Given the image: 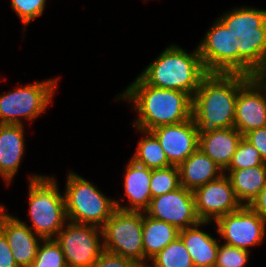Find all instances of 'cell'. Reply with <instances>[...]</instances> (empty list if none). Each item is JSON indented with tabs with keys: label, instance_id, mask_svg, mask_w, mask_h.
Returning a JSON list of instances; mask_svg holds the SVG:
<instances>
[{
	"label": "cell",
	"instance_id": "cell-1",
	"mask_svg": "<svg viewBox=\"0 0 266 267\" xmlns=\"http://www.w3.org/2000/svg\"><path fill=\"white\" fill-rule=\"evenodd\" d=\"M251 78L240 73H208L193 96L198 135L233 127L239 89Z\"/></svg>",
	"mask_w": 266,
	"mask_h": 267
},
{
	"label": "cell",
	"instance_id": "cell-2",
	"mask_svg": "<svg viewBox=\"0 0 266 267\" xmlns=\"http://www.w3.org/2000/svg\"><path fill=\"white\" fill-rule=\"evenodd\" d=\"M116 99L132 102L138 112L133 126L151 131L156 127L182 123L192 118L193 98L183 92L147 85L139 76Z\"/></svg>",
	"mask_w": 266,
	"mask_h": 267
},
{
	"label": "cell",
	"instance_id": "cell-3",
	"mask_svg": "<svg viewBox=\"0 0 266 267\" xmlns=\"http://www.w3.org/2000/svg\"><path fill=\"white\" fill-rule=\"evenodd\" d=\"M218 19L232 33L233 73L251 76L266 51V10L237 7Z\"/></svg>",
	"mask_w": 266,
	"mask_h": 267
},
{
	"label": "cell",
	"instance_id": "cell-4",
	"mask_svg": "<svg viewBox=\"0 0 266 267\" xmlns=\"http://www.w3.org/2000/svg\"><path fill=\"white\" fill-rule=\"evenodd\" d=\"M207 74L197 48L188 53L177 45H171L139 77L147 85L183 91L193 98Z\"/></svg>",
	"mask_w": 266,
	"mask_h": 267
},
{
	"label": "cell",
	"instance_id": "cell-5",
	"mask_svg": "<svg viewBox=\"0 0 266 267\" xmlns=\"http://www.w3.org/2000/svg\"><path fill=\"white\" fill-rule=\"evenodd\" d=\"M29 228L43 239H53L68 221L64 195L55 178L42 175L29 177Z\"/></svg>",
	"mask_w": 266,
	"mask_h": 267
},
{
	"label": "cell",
	"instance_id": "cell-6",
	"mask_svg": "<svg viewBox=\"0 0 266 267\" xmlns=\"http://www.w3.org/2000/svg\"><path fill=\"white\" fill-rule=\"evenodd\" d=\"M66 181L64 200L68 221L102 227L117 209L115 200L71 171Z\"/></svg>",
	"mask_w": 266,
	"mask_h": 267
},
{
	"label": "cell",
	"instance_id": "cell-7",
	"mask_svg": "<svg viewBox=\"0 0 266 267\" xmlns=\"http://www.w3.org/2000/svg\"><path fill=\"white\" fill-rule=\"evenodd\" d=\"M101 228L104 250L144 265L143 211L116 209Z\"/></svg>",
	"mask_w": 266,
	"mask_h": 267
},
{
	"label": "cell",
	"instance_id": "cell-8",
	"mask_svg": "<svg viewBox=\"0 0 266 267\" xmlns=\"http://www.w3.org/2000/svg\"><path fill=\"white\" fill-rule=\"evenodd\" d=\"M57 81H36L0 95V124L23 125L22 119L33 121L40 116L51 102Z\"/></svg>",
	"mask_w": 266,
	"mask_h": 267
},
{
	"label": "cell",
	"instance_id": "cell-9",
	"mask_svg": "<svg viewBox=\"0 0 266 267\" xmlns=\"http://www.w3.org/2000/svg\"><path fill=\"white\" fill-rule=\"evenodd\" d=\"M101 238V227L68 221L54 240L63 251L67 267H91L104 250Z\"/></svg>",
	"mask_w": 266,
	"mask_h": 267
},
{
	"label": "cell",
	"instance_id": "cell-10",
	"mask_svg": "<svg viewBox=\"0 0 266 267\" xmlns=\"http://www.w3.org/2000/svg\"><path fill=\"white\" fill-rule=\"evenodd\" d=\"M215 222L217 233L229 246L249 250V247L262 243L265 238L266 222L246 205L221 216Z\"/></svg>",
	"mask_w": 266,
	"mask_h": 267
},
{
	"label": "cell",
	"instance_id": "cell-11",
	"mask_svg": "<svg viewBox=\"0 0 266 267\" xmlns=\"http://www.w3.org/2000/svg\"><path fill=\"white\" fill-rule=\"evenodd\" d=\"M144 212L175 226L179 231L201 222L196 212L194 193L183 186L152 198Z\"/></svg>",
	"mask_w": 266,
	"mask_h": 267
},
{
	"label": "cell",
	"instance_id": "cell-12",
	"mask_svg": "<svg viewBox=\"0 0 266 267\" xmlns=\"http://www.w3.org/2000/svg\"><path fill=\"white\" fill-rule=\"evenodd\" d=\"M193 193L196 212L201 221L210 222L214 219L215 222L221 216L234 212L243 206L237 199L226 174L202 185Z\"/></svg>",
	"mask_w": 266,
	"mask_h": 267
},
{
	"label": "cell",
	"instance_id": "cell-13",
	"mask_svg": "<svg viewBox=\"0 0 266 267\" xmlns=\"http://www.w3.org/2000/svg\"><path fill=\"white\" fill-rule=\"evenodd\" d=\"M150 132L158 139L169 163L174 166H179L199 148L193 117L182 123L156 127Z\"/></svg>",
	"mask_w": 266,
	"mask_h": 267
},
{
	"label": "cell",
	"instance_id": "cell-14",
	"mask_svg": "<svg viewBox=\"0 0 266 267\" xmlns=\"http://www.w3.org/2000/svg\"><path fill=\"white\" fill-rule=\"evenodd\" d=\"M197 49L208 73H233L232 33L219 19Z\"/></svg>",
	"mask_w": 266,
	"mask_h": 267
},
{
	"label": "cell",
	"instance_id": "cell-15",
	"mask_svg": "<svg viewBox=\"0 0 266 267\" xmlns=\"http://www.w3.org/2000/svg\"><path fill=\"white\" fill-rule=\"evenodd\" d=\"M0 231L7 239L17 265L30 267L43 238L35 234L26 223L6 213L4 205H0Z\"/></svg>",
	"mask_w": 266,
	"mask_h": 267
},
{
	"label": "cell",
	"instance_id": "cell-16",
	"mask_svg": "<svg viewBox=\"0 0 266 267\" xmlns=\"http://www.w3.org/2000/svg\"><path fill=\"white\" fill-rule=\"evenodd\" d=\"M263 91L266 93L252 78L239 89L233 127L241 135L266 126V94H262Z\"/></svg>",
	"mask_w": 266,
	"mask_h": 267
},
{
	"label": "cell",
	"instance_id": "cell-17",
	"mask_svg": "<svg viewBox=\"0 0 266 267\" xmlns=\"http://www.w3.org/2000/svg\"><path fill=\"white\" fill-rule=\"evenodd\" d=\"M152 169L136 163L130 158L124 174L125 194L129 201V207L119 204L115 200L117 209L123 211H145L152 199L151 184Z\"/></svg>",
	"mask_w": 266,
	"mask_h": 267
},
{
	"label": "cell",
	"instance_id": "cell-18",
	"mask_svg": "<svg viewBox=\"0 0 266 267\" xmlns=\"http://www.w3.org/2000/svg\"><path fill=\"white\" fill-rule=\"evenodd\" d=\"M24 124H0V176L10 184L25 152Z\"/></svg>",
	"mask_w": 266,
	"mask_h": 267
},
{
	"label": "cell",
	"instance_id": "cell-19",
	"mask_svg": "<svg viewBox=\"0 0 266 267\" xmlns=\"http://www.w3.org/2000/svg\"><path fill=\"white\" fill-rule=\"evenodd\" d=\"M199 136V149L223 171L229 166L243 135L235 127L218 129Z\"/></svg>",
	"mask_w": 266,
	"mask_h": 267
},
{
	"label": "cell",
	"instance_id": "cell-20",
	"mask_svg": "<svg viewBox=\"0 0 266 267\" xmlns=\"http://www.w3.org/2000/svg\"><path fill=\"white\" fill-rule=\"evenodd\" d=\"M209 221H201L179 231V237L188 250L195 267H214L219 243L208 233L198 228Z\"/></svg>",
	"mask_w": 266,
	"mask_h": 267
},
{
	"label": "cell",
	"instance_id": "cell-21",
	"mask_svg": "<svg viewBox=\"0 0 266 267\" xmlns=\"http://www.w3.org/2000/svg\"><path fill=\"white\" fill-rule=\"evenodd\" d=\"M178 169L180 185L193 192L224 174V171L199 148L181 163Z\"/></svg>",
	"mask_w": 266,
	"mask_h": 267
},
{
	"label": "cell",
	"instance_id": "cell-22",
	"mask_svg": "<svg viewBox=\"0 0 266 267\" xmlns=\"http://www.w3.org/2000/svg\"><path fill=\"white\" fill-rule=\"evenodd\" d=\"M228 171V174L225 173ZM230 179L237 199L242 205L248 206L265 187L266 165L238 170H224Z\"/></svg>",
	"mask_w": 266,
	"mask_h": 267
},
{
	"label": "cell",
	"instance_id": "cell-23",
	"mask_svg": "<svg viewBox=\"0 0 266 267\" xmlns=\"http://www.w3.org/2000/svg\"><path fill=\"white\" fill-rule=\"evenodd\" d=\"M179 237V230L164 221L152 218L143 212L144 265L162 249Z\"/></svg>",
	"mask_w": 266,
	"mask_h": 267
},
{
	"label": "cell",
	"instance_id": "cell-24",
	"mask_svg": "<svg viewBox=\"0 0 266 267\" xmlns=\"http://www.w3.org/2000/svg\"><path fill=\"white\" fill-rule=\"evenodd\" d=\"M146 135L138 141L135 154L131 157L136 163L149 169H159L171 166L158 139L150 132L139 130Z\"/></svg>",
	"mask_w": 266,
	"mask_h": 267
},
{
	"label": "cell",
	"instance_id": "cell-25",
	"mask_svg": "<svg viewBox=\"0 0 266 267\" xmlns=\"http://www.w3.org/2000/svg\"><path fill=\"white\" fill-rule=\"evenodd\" d=\"M150 261L153 262L154 267H195L180 237H177Z\"/></svg>",
	"mask_w": 266,
	"mask_h": 267
},
{
	"label": "cell",
	"instance_id": "cell-26",
	"mask_svg": "<svg viewBox=\"0 0 266 267\" xmlns=\"http://www.w3.org/2000/svg\"><path fill=\"white\" fill-rule=\"evenodd\" d=\"M180 186L178 166L152 169L150 184L152 198L172 192Z\"/></svg>",
	"mask_w": 266,
	"mask_h": 267
},
{
	"label": "cell",
	"instance_id": "cell-27",
	"mask_svg": "<svg viewBox=\"0 0 266 267\" xmlns=\"http://www.w3.org/2000/svg\"><path fill=\"white\" fill-rule=\"evenodd\" d=\"M30 267H67L60 245L53 239H43Z\"/></svg>",
	"mask_w": 266,
	"mask_h": 267
},
{
	"label": "cell",
	"instance_id": "cell-28",
	"mask_svg": "<svg viewBox=\"0 0 266 267\" xmlns=\"http://www.w3.org/2000/svg\"><path fill=\"white\" fill-rule=\"evenodd\" d=\"M259 165H266V163L262 160L258 150L242 138L229 166L225 170L245 169Z\"/></svg>",
	"mask_w": 266,
	"mask_h": 267
},
{
	"label": "cell",
	"instance_id": "cell-29",
	"mask_svg": "<svg viewBox=\"0 0 266 267\" xmlns=\"http://www.w3.org/2000/svg\"><path fill=\"white\" fill-rule=\"evenodd\" d=\"M249 250L219 244L214 267H244L248 261Z\"/></svg>",
	"mask_w": 266,
	"mask_h": 267
},
{
	"label": "cell",
	"instance_id": "cell-30",
	"mask_svg": "<svg viewBox=\"0 0 266 267\" xmlns=\"http://www.w3.org/2000/svg\"><path fill=\"white\" fill-rule=\"evenodd\" d=\"M46 0H11V6L22 20L24 29L38 16L43 14Z\"/></svg>",
	"mask_w": 266,
	"mask_h": 267
},
{
	"label": "cell",
	"instance_id": "cell-31",
	"mask_svg": "<svg viewBox=\"0 0 266 267\" xmlns=\"http://www.w3.org/2000/svg\"><path fill=\"white\" fill-rule=\"evenodd\" d=\"M136 261L103 250L91 267H140Z\"/></svg>",
	"mask_w": 266,
	"mask_h": 267
},
{
	"label": "cell",
	"instance_id": "cell-32",
	"mask_svg": "<svg viewBox=\"0 0 266 267\" xmlns=\"http://www.w3.org/2000/svg\"><path fill=\"white\" fill-rule=\"evenodd\" d=\"M243 138L258 150L262 160L266 163V126L247 132Z\"/></svg>",
	"mask_w": 266,
	"mask_h": 267
},
{
	"label": "cell",
	"instance_id": "cell-33",
	"mask_svg": "<svg viewBox=\"0 0 266 267\" xmlns=\"http://www.w3.org/2000/svg\"><path fill=\"white\" fill-rule=\"evenodd\" d=\"M12 252L5 235L0 231V267H19Z\"/></svg>",
	"mask_w": 266,
	"mask_h": 267
},
{
	"label": "cell",
	"instance_id": "cell-34",
	"mask_svg": "<svg viewBox=\"0 0 266 267\" xmlns=\"http://www.w3.org/2000/svg\"><path fill=\"white\" fill-rule=\"evenodd\" d=\"M248 206L266 222V184L259 195Z\"/></svg>",
	"mask_w": 266,
	"mask_h": 267
},
{
	"label": "cell",
	"instance_id": "cell-35",
	"mask_svg": "<svg viewBox=\"0 0 266 267\" xmlns=\"http://www.w3.org/2000/svg\"><path fill=\"white\" fill-rule=\"evenodd\" d=\"M251 78L266 90V51L260 65L254 70Z\"/></svg>",
	"mask_w": 266,
	"mask_h": 267
},
{
	"label": "cell",
	"instance_id": "cell-36",
	"mask_svg": "<svg viewBox=\"0 0 266 267\" xmlns=\"http://www.w3.org/2000/svg\"><path fill=\"white\" fill-rule=\"evenodd\" d=\"M140 267H150L149 265H142V266H140Z\"/></svg>",
	"mask_w": 266,
	"mask_h": 267
}]
</instances>
